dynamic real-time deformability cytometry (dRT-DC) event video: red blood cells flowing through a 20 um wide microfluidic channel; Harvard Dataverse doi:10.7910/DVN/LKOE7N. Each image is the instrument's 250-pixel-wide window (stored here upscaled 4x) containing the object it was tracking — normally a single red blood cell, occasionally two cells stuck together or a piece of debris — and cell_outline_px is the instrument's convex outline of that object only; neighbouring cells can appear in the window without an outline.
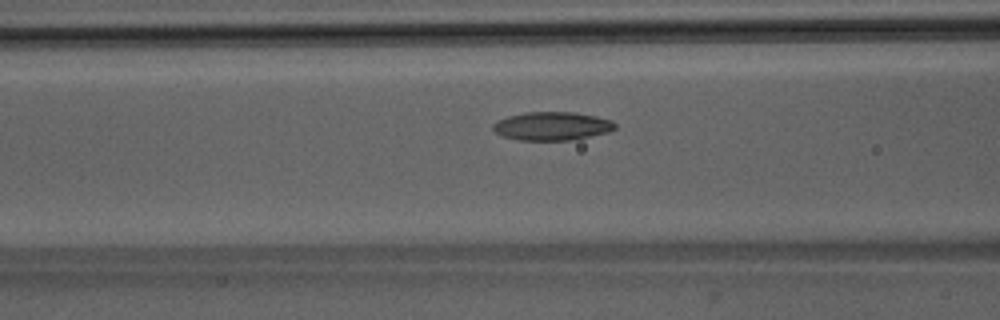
{"species": "Egyptian fruit bat (a non-hibernating species)", "species_latin": "Rousettus aegyptiacus", "temperature_condition": "room temperature", "stored_images_in_passage": 41, "camera_frame_rate_fps": 3000, "um_per_image_px": 0.085, "animal": {"sex": "male"}, "frame": {"image": 1, "passage_image": 11, "time_ms": 3.333, "image_size_px": [1000, 320], "cell_outline_px": [[616, 128], [608, 132], [568, 140], [516, 140], [504, 136], [496, 132], [492, 128], [492, 124], [496, 120], [508, 116], [524, 112], [576, 112], [596, 116], [612, 120], [616, 124]], "centroid_in_image_um": [46.9, 10.7], "position_along_channel_um": 119.7, "area_um2": 20.23}}
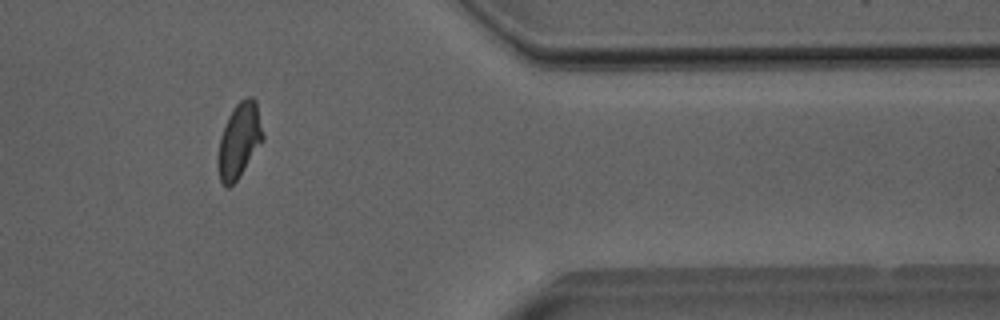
{"frame": {"image": 2, "passage_image": 33, "time_ms": 10.667, "image_size_px": [1000, 320], "cell_outline_px": [[264, 140], [236, 180], [228, 188], [220, 180], [216, 164], [216, 160], [220, 136], [228, 116], [232, 108], [240, 100], [248, 96], [252, 96], [256, 100], [264, 136]], "centroid_in_image_um": [20.32, 11.91], "position_along_channel_um": 391.1, "area_um2": 19.71}}
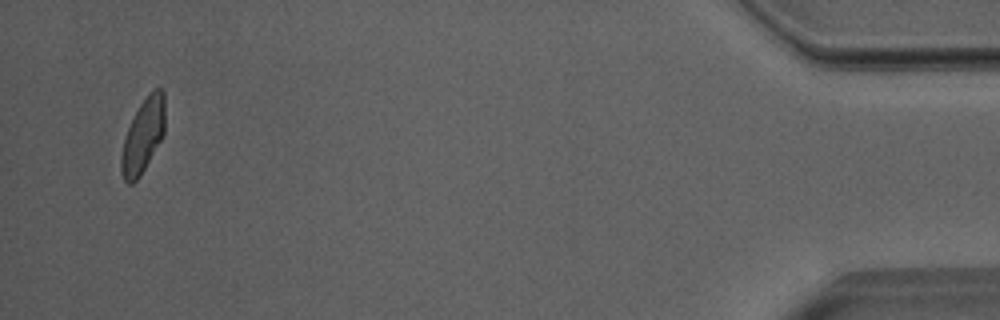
{"frame": {"image": 3, "passage_image": 40, "time_ms": 13.0, "image_size_px": [1000, 320], "cell_outline_px": [[164, 136], [140, 176], [132, 184], [128, 184], [124, 180], [120, 172], [120, 156], [124, 140], [128, 128], [140, 104], [148, 92], [152, 88], [160, 88], [164, 92]], "centroid_in_image_um": [12.16, 11.55], "position_along_channel_um": 423.0, "area_um2": 18.96}}